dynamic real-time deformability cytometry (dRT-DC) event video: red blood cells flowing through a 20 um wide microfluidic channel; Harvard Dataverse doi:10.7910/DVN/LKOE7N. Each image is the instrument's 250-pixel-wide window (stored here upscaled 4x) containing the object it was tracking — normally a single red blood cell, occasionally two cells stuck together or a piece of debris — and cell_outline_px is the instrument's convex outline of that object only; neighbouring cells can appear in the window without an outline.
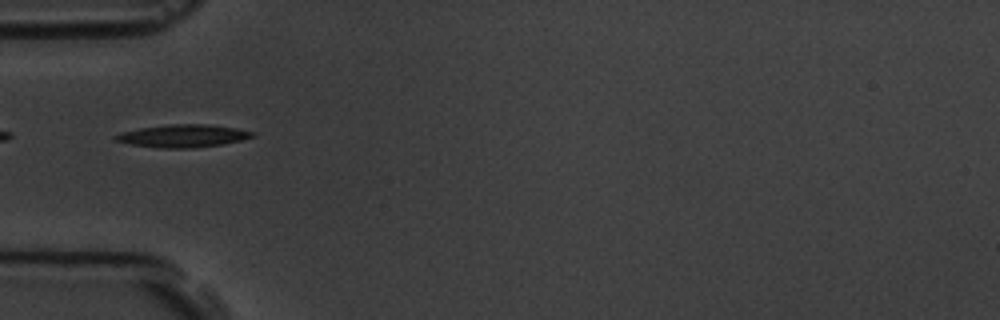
{"species": "common noctule bat (a hibernating species)", "species_latin": "Nyctalus noctula", "temperature_condition": "room temperature", "stored_images_in_passage": 6, "camera_frame_rate_fps": 3000, "um_per_image_px": 0.085, "animal": {"sex": "male", "body_mass_g": 19.5, "forearm_length_mm": 54.6}, "frame": {"image": 1, "passage_image": 6, "time_ms": 5.667, "image_size_px": [1000, 320], "cell_outline_px": [[256, 136], [224, 144], [192, 148], [160, 148], [132, 144], [116, 140], [112, 136], [120, 132], [140, 128], [168, 124], [208, 124], [236, 128], [256, 132]], "centroid_in_image_um": [15.58, 11.54], "position_along_channel_um": 69.4, "area_um2": 18.15}}